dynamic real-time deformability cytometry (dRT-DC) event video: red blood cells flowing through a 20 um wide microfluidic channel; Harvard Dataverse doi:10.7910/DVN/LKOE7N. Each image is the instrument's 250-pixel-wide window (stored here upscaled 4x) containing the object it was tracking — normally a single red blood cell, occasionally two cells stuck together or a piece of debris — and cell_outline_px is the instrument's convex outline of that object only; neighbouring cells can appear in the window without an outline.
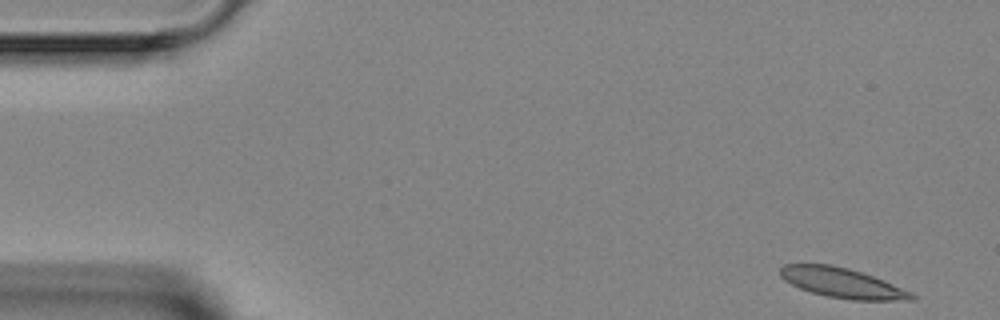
{"species": "Egyptian fruit bat (a non-hibernating species)", "species_latin": "Rousettus aegyptiacus", "temperature_condition": "room temperature", "stored_images_in_passage": 4, "camera_frame_rate_fps": 3000, "um_per_image_px": 0.085, "animal": {"sex": "female"}, "frame": {"image": 1, "passage_image": 1, "time_ms": 0.0, "image_size_px": [1000, 320], "cell_outline_px": [[916, 300], [852, 300], [828, 296], [812, 292], [800, 288], [784, 280], [780, 276], [780, 268], [784, 264], [832, 264], [848, 268], [884, 280], [912, 292], [916, 296]], "centroid_in_image_um": [71.6, 24.04], "position_along_channel_um": 13.4, "area_um2": 22.77}}
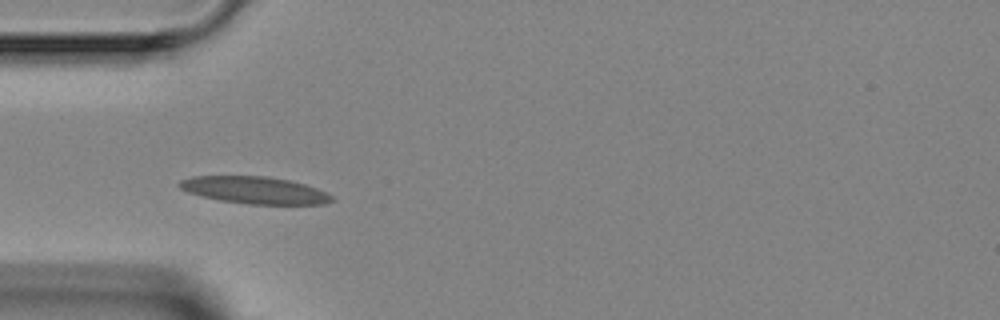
{"frame": {"image": 2, "passage_image": 4, "time_ms": 4.0, "image_size_px": [1000, 320], "cell_outline_px": [[336, 200], [324, 204], [248, 204], [220, 200], [200, 196], [188, 192], [180, 188], [176, 184], [180, 180], [192, 176], [268, 176], [288, 180], [304, 184], [316, 188], [332, 196]], "centroid_in_image_um": [21.61, 16.16], "position_along_channel_um": 63.4, "area_um2": 24.04}}